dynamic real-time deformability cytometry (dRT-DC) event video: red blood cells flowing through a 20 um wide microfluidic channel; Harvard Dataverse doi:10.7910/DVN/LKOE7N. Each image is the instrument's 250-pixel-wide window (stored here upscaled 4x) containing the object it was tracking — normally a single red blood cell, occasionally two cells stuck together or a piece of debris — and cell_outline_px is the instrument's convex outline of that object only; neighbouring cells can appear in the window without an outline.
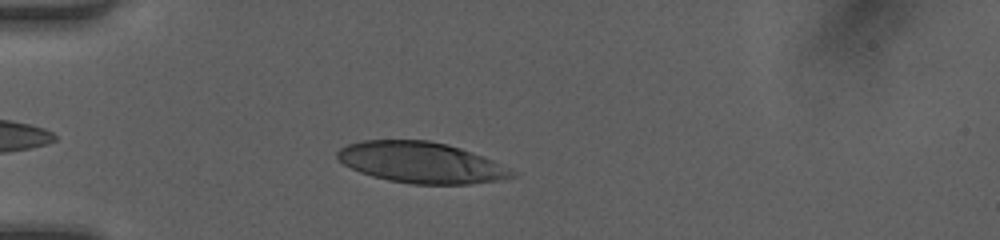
{"species": "human", "species_latin": "Homo sapiens", "temperature_condition": "room temperature", "stored_images_in_passage": 33, "camera_frame_rate_fps": 3000, "um_per_image_px": 0.085, "donor": {"sex": "female"}, "frame": {"image": 1, "passage_image": 5, "time_ms": 1.333, "image_size_px": [1000, 240], "cell_outline_px": [[512, 176], [496, 180], [468, 184], [412, 184], [388, 180], [372, 176], [360, 172], [344, 164], [336, 156], [336, 152], [340, 148], [348, 144], [364, 140], [428, 140], [448, 144], [460, 148], [492, 160], [512, 172]], "centroid_in_image_um": [35.7, 13.8], "position_along_channel_um": 49.3, "area_um2": 41.04}}
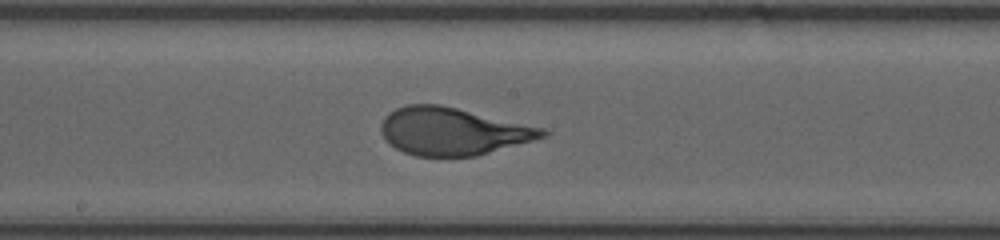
{"frame": {"image": 2, "passage_image": 18, "time_ms": 5.667, "image_size_px": [1000, 240], "cell_outline_px": [[552, 132], [544, 136], [532, 140], [476, 156], [416, 156], [404, 152], [396, 148], [380, 132], [380, 124], [384, 116], [388, 112], [396, 108], [408, 104], [440, 104], [544, 128]], "centroid_in_image_um": [38.45, 11.15], "position_along_channel_um": 209.7, "area_um2": 44.39}}
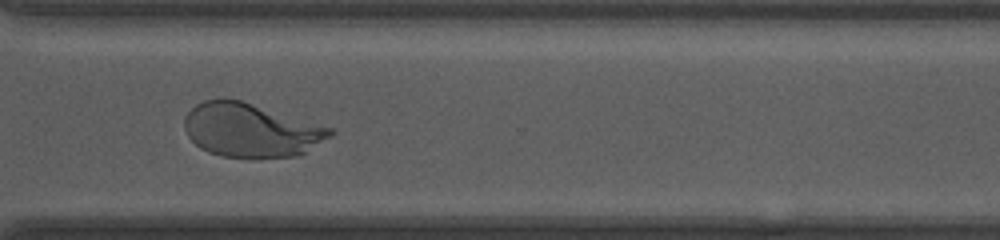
{"frame": {"image": 3, "passage_image": 28, "time_ms": 9.0, "image_size_px": [1000, 240], "cell_outline_px": [[336, 132], [332, 136], [300, 156], [252, 160], [220, 156], [208, 152], [200, 148], [188, 136], [184, 128], [184, 116], [196, 104], [204, 100], [240, 100], [332, 128]], "centroid_in_image_um": [21.34, 11.12], "position_along_channel_um": 349.3, "area_um2": 46.12}, "authors_computed_cell_mechanics": {"area_um2": 44.3904, "velocity_mm_per_s": 4.2052, "shape_relaxation_time_tau1_ms": 3.7181, "shape_relaxation_time_tau2_ms": null, "deformation_change_tau1": 0.2082, "deformation_change_tau2": null}}